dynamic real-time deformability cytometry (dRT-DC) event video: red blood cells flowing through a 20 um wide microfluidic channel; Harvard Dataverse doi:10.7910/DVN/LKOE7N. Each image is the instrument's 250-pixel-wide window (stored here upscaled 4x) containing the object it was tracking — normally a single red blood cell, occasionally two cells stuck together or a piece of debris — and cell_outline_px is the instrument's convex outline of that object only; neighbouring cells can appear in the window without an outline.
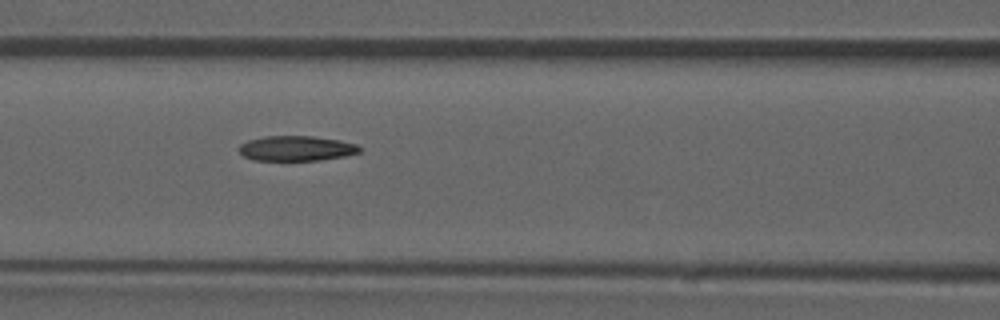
{"species": "common noctule bat (a hibernating species)", "species_latin": "Nyctalus noctula", "temperature_condition": "room temperature", "stored_images_in_passage": 53, "camera_frame_rate_fps": 3000, "um_per_image_px": 0.085, "animal": {"sex": "male", "forearm_length_mm": 52.5}, "frame": {"image": 1, "passage_image": 23, "time_ms": 7.333, "image_size_px": [1000, 320], "cell_outline_px": [[360, 152], [344, 156], [320, 160], [252, 160], [244, 156], [240, 152], [240, 144], [248, 140], [264, 136], [312, 136], [340, 140], [356, 144], [360, 148]], "centroid_in_image_um": [25.18, 12.61], "position_along_channel_um": 141.4, "area_um2": 17.51}}